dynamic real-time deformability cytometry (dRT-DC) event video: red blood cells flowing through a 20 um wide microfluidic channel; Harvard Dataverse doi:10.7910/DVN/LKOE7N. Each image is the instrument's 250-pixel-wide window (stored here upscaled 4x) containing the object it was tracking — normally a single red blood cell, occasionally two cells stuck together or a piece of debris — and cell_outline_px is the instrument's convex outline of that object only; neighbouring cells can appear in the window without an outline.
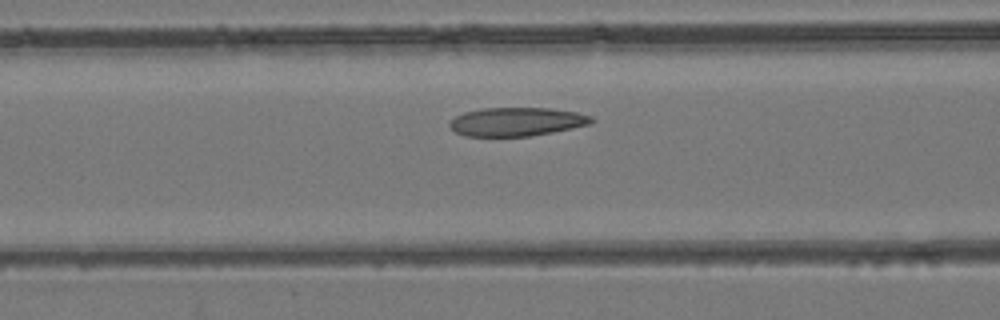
{"species": "common noctule bat (a hibernating species)", "species_latin": "Nyctalus noctula", "temperature_condition": "room temperature", "stored_images_in_passage": 44, "camera_frame_rate_fps": 3000, "um_per_image_px": 0.085, "animal": {"sex": "female", "body_mass_g": 24.6, "forearm_length_mm": 56.2}, "frame": {"image": 1, "passage_image": 14, "time_ms": 4.333, "image_size_px": [1000, 320], "cell_outline_px": [[596, 120], [588, 124], [572, 128], [532, 136], [464, 136], [456, 132], [448, 124], [456, 116], [464, 112], [480, 108], [548, 108], [576, 112], [592, 116]], "centroid_in_image_um": [43.91, 10.34], "position_along_channel_um": 122.7, "area_um2": 23.58}}
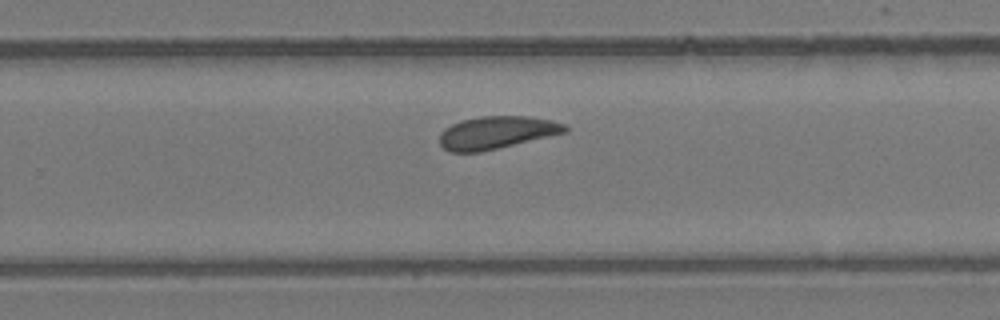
{"frame": {"image": 2, "passage_image": 26, "time_ms": 8.333, "image_size_px": [1000, 320], "cell_outline_px": [[568, 132], [480, 152], [448, 152], [440, 144], [440, 132], [444, 128], [460, 120], [480, 116], [528, 116], [552, 120], [564, 124], [568, 128]], "centroid_in_image_um": [42.2, 11.26], "position_along_channel_um": 287.6, "area_um2": 23.93}}
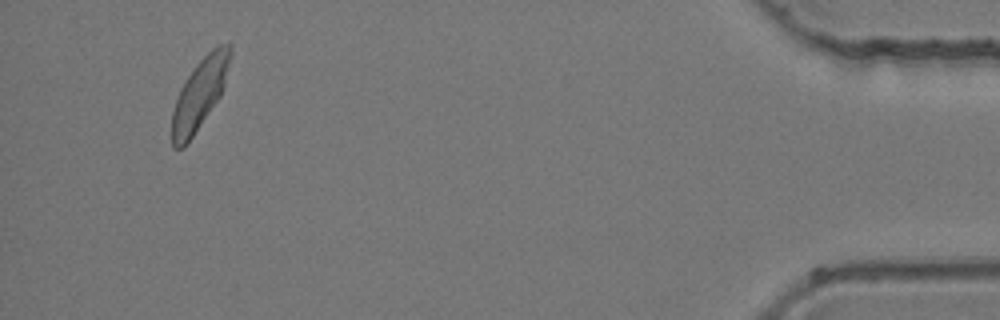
{"frame": {"image": 3, "passage_image": 41, "time_ms": 13.333, "image_size_px": [1000, 320], "cell_outline_px": [[232, 56], [224, 84], [220, 96], [184, 148], [172, 148], [172, 112], [180, 88], [196, 64], [216, 44], [232, 44]], "centroid_in_image_um": [16.98, 7.95], "position_along_channel_um": 418.2, "area_um2": 23.76}}